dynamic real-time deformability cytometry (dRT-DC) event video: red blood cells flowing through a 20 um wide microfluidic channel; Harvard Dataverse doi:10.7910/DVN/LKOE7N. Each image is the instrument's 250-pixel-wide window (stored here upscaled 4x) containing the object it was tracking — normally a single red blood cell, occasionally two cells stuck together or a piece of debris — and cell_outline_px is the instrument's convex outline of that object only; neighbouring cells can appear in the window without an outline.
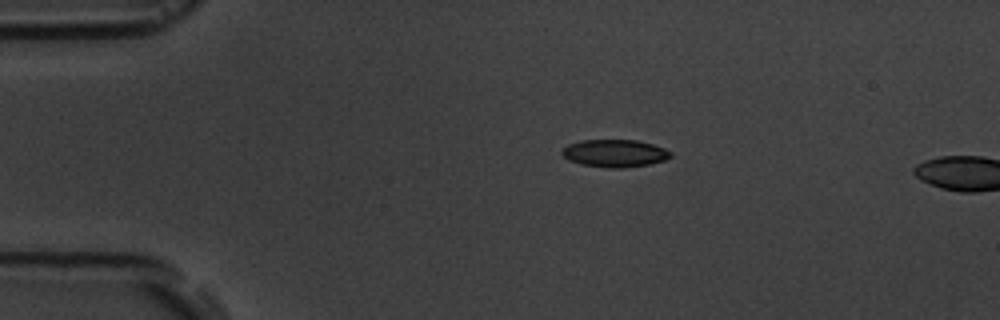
{"species": "common noctule bat (a hibernating species)", "species_latin": "Nyctalus noctula", "temperature_condition": "room temperature", "stored_images_in_passage": 2, "camera_frame_rate_fps": 3000, "um_per_image_px": 0.085, "animal": {"sex": "male", "body_mass_g": 19.5, "forearm_length_mm": 54.6}, "frame": {"image": 1, "passage_image": 1, "time_ms": 0.0, "image_size_px": [1000, 320], "cell_outline_px": [[672, 156], [664, 160], [648, 164], [620, 168], [608, 168], [580, 164], [568, 160], [560, 152], [568, 144], [580, 140], [636, 140], [652, 144], [664, 148], [672, 152]], "centroid_in_image_um": [52.23, 13.02], "position_along_channel_um": 32.8, "area_um2": 17.4}}